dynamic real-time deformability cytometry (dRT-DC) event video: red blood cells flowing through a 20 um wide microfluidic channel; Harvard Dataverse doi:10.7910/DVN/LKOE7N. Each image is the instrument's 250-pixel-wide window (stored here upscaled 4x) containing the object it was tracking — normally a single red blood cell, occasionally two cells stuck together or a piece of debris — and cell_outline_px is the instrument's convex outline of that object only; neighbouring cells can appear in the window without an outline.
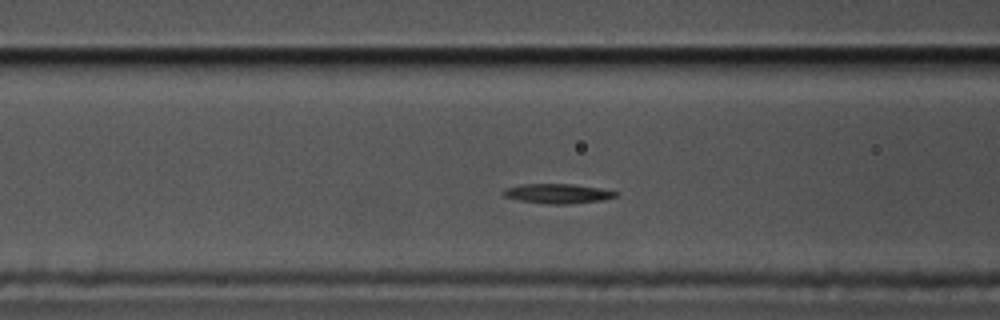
{"species": "common noctule bat (a hibernating species)", "species_latin": "Nyctalus noctula", "temperature_condition": "cold", "stored_images_in_passage": 53, "camera_frame_rate_fps": 3000, "um_per_image_px": 0.085, "animal": {"sex": "male", "body_mass_g": 17.5, "forearm_length_mm": 52.3}, "frame": {"image": 1, "passage_image": 17, "time_ms": 5.333, "image_size_px": [1000, 320], "cell_outline_px": [[616, 196], [604, 200], [568, 204], [548, 204], [520, 200], [504, 196], [504, 188], [520, 184], [572, 184], [600, 188], [616, 192]], "centroid_in_image_um": [47.39, 16.45], "position_along_channel_um": 119.2, "area_um2": 12.72}}
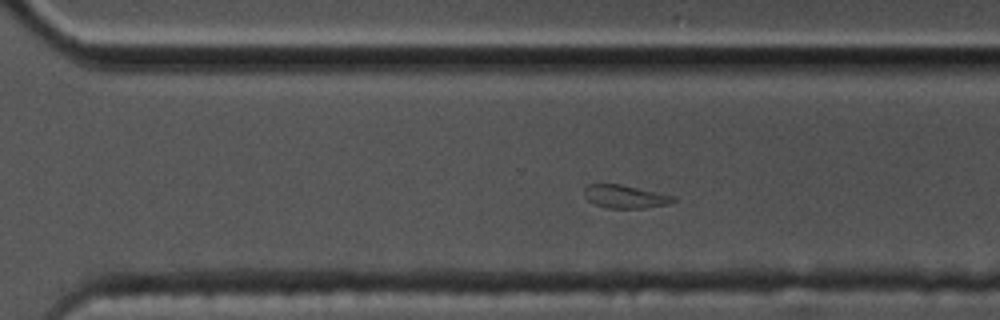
{"frame": {"image": 2, "passage_image": 34, "time_ms": 11.0, "image_size_px": [1000, 320], "cell_outline_px": [[676, 200], [668, 204], [644, 208], [608, 208], [592, 204], [584, 196], [584, 188], [588, 184], [620, 184], [676, 196]], "centroid_in_image_um": [53.12, 16.71], "position_along_channel_um": 317.5, "area_um2": 12.08}}
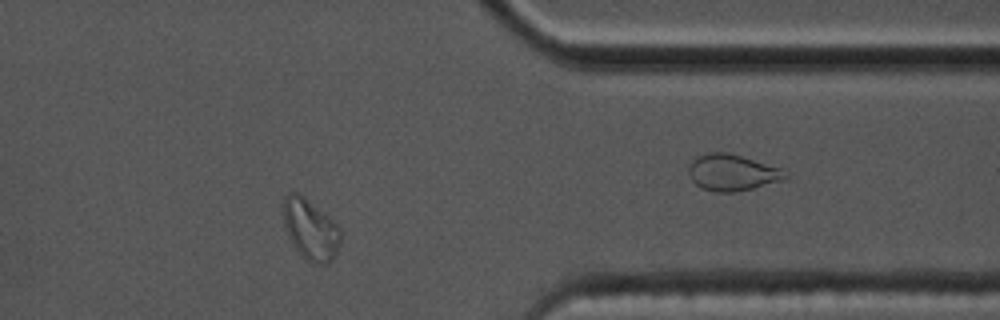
{"frame": {"image": 3, "passage_image": 41, "time_ms": 13.333, "image_size_px": [1000, 320], "cell_outline_px": [[340, 240], [336, 252], [332, 260], [328, 264], [316, 264], [308, 260], [296, 248], [288, 236], [284, 224], [284, 196], [288, 192], [296, 192], [304, 196], [332, 220], [340, 228]], "centroid_in_image_um": [26.39, 19.49], "position_along_channel_um": 385.0, "area_um2": 19.83}}